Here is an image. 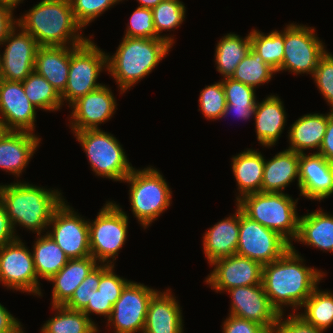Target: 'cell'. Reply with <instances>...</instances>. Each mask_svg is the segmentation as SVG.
<instances>
[{
    "instance_id": "obj_47",
    "label": "cell",
    "mask_w": 333,
    "mask_h": 333,
    "mask_svg": "<svg viewBox=\"0 0 333 333\" xmlns=\"http://www.w3.org/2000/svg\"><path fill=\"white\" fill-rule=\"evenodd\" d=\"M223 322V333H269L258 323L230 315Z\"/></svg>"
},
{
    "instance_id": "obj_43",
    "label": "cell",
    "mask_w": 333,
    "mask_h": 333,
    "mask_svg": "<svg viewBox=\"0 0 333 333\" xmlns=\"http://www.w3.org/2000/svg\"><path fill=\"white\" fill-rule=\"evenodd\" d=\"M125 37L157 38L152 9L137 7L130 16Z\"/></svg>"
},
{
    "instance_id": "obj_1",
    "label": "cell",
    "mask_w": 333,
    "mask_h": 333,
    "mask_svg": "<svg viewBox=\"0 0 333 333\" xmlns=\"http://www.w3.org/2000/svg\"><path fill=\"white\" fill-rule=\"evenodd\" d=\"M304 261L291 244L279 259L262 267V285L279 314L285 313L283 308L288 306L298 313L326 275L322 270L305 266Z\"/></svg>"
},
{
    "instance_id": "obj_52",
    "label": "cell",
    "mask_w": 333,
    "mask_h": 333,
    "mask_svg": "<svg viewBox=\"0 0 333 333\" xmlns=\"http://www.w3.org/2000/svg\"><path fill=\"white\" fill-rule=\"evenodd\" d=\"M318 154L333 163V111L328 112V124Z\"/></svg>"
},
{
    "instance_id": "obj_37",
    "label": "cell",
    "mask_w": 333,
    "mask_h": 333,
    "mask_svg": "<svg viewBox=\"0 0 333 333\" xmlns=\"http://www.w3.org/2000/svg\"><path fill=\"white\" fill-rule=\"evenodd\" d=\"M180 0H165L160 2L152 9L153 12V24L157 34V38L165 40L171 46H173L174 37L169 34L161 35L162 31L176 30V28L182 25L185 20L186 7Z\"/></svg>"
},
{
    "instance_id": "obj_22",
    "label": "cell",
    "mask_w": 333,
    "mask_h": 333,
    "mask_svg": "<svg viewBox=\"0 0 333 333\" xmlns=\"http://www.w3.org/2000/svg\"><path fill=\"white\" fill-rule=\"evenodd\" d=\"M40 141L41 138L35 133L8 131L0 140V169L18 179L34 156Z\"/></svg>"
},
{
    "instance_id": "obj_23",
    "label": "cell",
    "mask_w": 333,
    "mask_h": 333,
    "mask_svg": "<svg viewBox=\"0 0 333 333\" xmlns=\"http://www.w3.org/2000/svg\"><path fill=\"white\" fill-rule=\"evenodd\" d=\"M206 230L203 236V252L208 263L236 254L239 239V207Z\"/></svg>"
},
{
    "instance_id": "obj_24",
    "label": "cell",
    "mask_w": 333,
    "mask_h": 333,
    "mask_svg": "<svg viewBox=\"0 0 333 333\" xmlns=\"http://www.w3.org/2000/svg\"><path fill=\"white\" fill-rule=\"evenodd\" d=\"M79 46H40L34 71L43 76L61 95L68 82L70 55Z\"/></svg>"
},
{
    "instance_id": "obj_33",
    "label": "cell",
    "mask_w": 333,
    "mask_h": 333,
    "mask_svg": "<svg viewBox=\"0 0 333 333\" xmlns=\"http://www.w3.org/2000/svg\"><path fill=\"white\" fill-rule=\"evenodd\" d=\"M52 310L55 315L43 324L41 333H93L98 328L91 316L82 311L65 306H52Z\"/></svg>"
},
{
    "instance_id": "obj_28",
    "label": "cell",
    "mask_w": 333,
    "mask_h": 333,
    "mask_svg": "<svg viewBox=\"0 0 333 333\" xmlns=\"http://www.w3.org/2000/svg\"><path fill=\"white\" fill-rule=\"evenodd\" d=\"M231 165L238 186L236 202L246 195L261 192L264 156L259 150L247 148L232 157Z\"/></svg>"
},
{
    "instance_id": "obj_2",
    "label": "cell",
    "mask_w": 333,
    "mask_h": 333,
    "mask_svg": "<svg viewBox=\"0 0 333 333\" xmlns=\"http://www.w3.org/2000/svg\"><path fill=\"white\" fill-rule=\"evenodd\" d=\"M16 19L39 46H80L90 39L82 34L69 0H41Z\"/></svg>"
},
{
    "instance_id": "obj_21",
    "label": "cell",
    "mask_w": 333,
    "mask_h": 333,
    "mask_svg": "<svg viewBox=\"0 0 333 333\" xmlns=\"http://www.w3.org/2000/svg\"><path fill=\"white\" fill-rule=\"evenodd\" d=\"M171 290L152 296L142 333H184L182 308Z\"/></svg>"
},
{
    "instance_id": "obj_55",
    "label": "cell",
    "mask_w": 333,
    "mask_h": 333,
    "mask_svg": "<svg viewBox=\"0 0 333 333\" xmlns=\"http://www.w3.org/2000/svg\"><path fill=\"white\" fill-rule=\"evenodd\" d=\"M24 0H0V4L9 6L12 10L17 8L18 4L23 3Z\"/></svg>"
},
{
    "instance_id": "obj_16",
    "label": "cell",
    "mask_w": 333,
    "mask_h": 333,
    "mask_svg": "<svg viewBox=\"0 0 333 333\" xmlns=\"http://www.w3.org/2000/svg\"><path fill=\"white\" fill-rule=\"evenodd\" d=\"M210 266L214 268L204 282L217 293L239 286L262 284L263 266L247 257L233 254L213 261Z\"/></svg>"
},
{
    "instance_id": "obj_15",
    "label": "cell",
    "mask_w": 333,
    "mask_h": 333,
    "mask_svg": "<svg viewBox=\"0 0 333 333\" xmlns=\"http://www.w3.org/2000/svg\"><path fill=\"white\" fill-rule=\"evenodd\" d=\"M1 45H5L3 53H0L1 78L23 82L34 71L39 44L32 35L16 25Z\"/></svg>"
},
{
    "instance_id": "obj_3",
    "label": "cell",
    "mask_w": 333,
    "mask_h": 333,
    "mask_svg": "<svg viewBox=\"0 0 333 333\" xmlns=\"http://www.w3.org/2000/svg\"><path fill=\"white\" fill-rule=\"evenodd\" d=\"M0 200L4 203L7 215L16 232V225L35 232H46L54 211L65 200L62 192L16 181L0 184Z\"/></svg>"
},
{
    "instance_id": "obj_46",
    "label": "cell",
    "mask_w": 333,
    "mask_h": 333,
    "mask_svg": "<svg viewBox=\"0 0 333 333\" xmlns=\"http://www.w3.org/2000/svg\"><path fill=\"white\" fill-rule=\"evenodd\" d=\"M322 329H318L315 326L307 323L297 313H289L284 318V313L279 314L277 324L274 327L272 333H323Z\"/></svg>"
},
{
    "instance_id": "obj_14",
    "label": "cell",
    "mask_w": 333,
    "mask_h": 333,
    "mask_svg": "<svg viewBox=\"0 0 333 333\" xmlns=\"http://www.w3.org/2000/svg\"><path fill=\"white\" fill-rule=\"evenodd\" d=\"M157 289L130 281L114 303L106 327L115 333H142L145 326L148 305Z\"/></svg>"
},
{
    "instance_id": "obj_42",
    "label": "cell",
    "mask_w": 333,
    "mask_h": 333,
    "mask_svg": "<svg viewBox=\"0 0 333 333\" xmlns=\"http://www.w3.org/2000/svg\"><path fill=\"white\" fill-rule=\"evenodd\" d=\"M114 265L100 264V283L97 290L112 305L119 299L122 290L131 281L114 272Z\"/></svg>"
},
{
    "instance_id": "obj_32",
    "label": "cell",
    "mask_w": 333,
    "mask_h": 333,
    "mask_svg": "<svg viewBox=\"0 0 333 333\" xmlns=\"http://www.w3.org/2000/svg\"><path fill=\"white\" fill-rule=\"evenodd\" d=\"M36 236L32 251L34 267L38 280L47 281L59 272L69 258L47 233Z\"/></svg>"
},
{
    "instance_id": "obj_6",
    "label": "cell",
    "mask_w": 333,
    "mask_h": 333,
    "mask_svg": "<svg viewBox=\"0 0 333 333\" xmlns=\"http://www.w3.org/2000/svg\"><path fill=\"white\" fill-rule=\"evenodd\" d=\"M123 182L129 183L131 211L144 230L172 204L171 188L155 167L134 168Z\"/></svg>"
},
{
    "instance_id": "obj_40",
    "label": "cell",
    "mask_w": 333,
    "mask_h": 333,
    "mask_svg": "<svg viewBox=\"0 0 333 333\" xmlns=\"http://www.w3.org/2000/svg\"><path fill=\"white\" fill-rule=\"evenodd\" d=\"M77 22L84 28L123 0H69ZM86 26V27H85Z\"/></svg>"
},
{
    "instance_id": "obj_34",
    "label": "cell",
    "mask_w": 333,
    "mask_h": 333,
    "mask_svg": "<svg viewBox=\"0 0 333 333\" xmlns=\"http://www.w3.org/2000/svg\"><path fill=\"white\" fill-rule=\"evenodd\" d=\"M301 308H304V312L297 314L307 323L324 331L332 326L333 293L330 290H320L317 286Z\"/></svg>"
},
{
    "instance_id": "obj_41",
    "label": "cell",
    "mask_w": 333,
    "mask_h": 333,
    "mask_svg": "<svg viewBox=\"0 0 333 333\" xmlns=\"http://www.w3.org/2000/svg\"><path fill=\"white\" fill-rule=\"evenodd\" d=\"M317 89L333 111V54L326 51L312 76Z\"/></svg>"
},
{
    "instance_id": "obj_39",
    "label": "cell",
    "mask_w": 333,
    "mask_h": 333,
    "mask_svg": "<svg viewBox=\"0 0 333 333\" xmlns=\"http://www.w3.org/2000/svg\"><path fill=\"white\" fill-rule=\"evenodd\" d=\"M198 102L200 108L198 111L201 110L207 120L221 119L227 104L222 79L201 89Z\"/></svg>"
},
{
    "instance_id": "obj_19",
    "label": "cell",
    "mask_w": 333,
    "mask_h": 333,
    "mask_svg": "<svg viewBox=\"0 0 333 333\" xmlns=\"http://www.w3.org/2000/svg\"><path fill=\"white\" fill-rule=\"evenodd\" d=\"M36 109L24 93L22 82L2 79L0 120L9 131L35 133Z\"/></svg>"
},
{
    "instance_id": "obj_36",
    "label": "cell",
    "mask_w": 333,
    "mask_h": 333,
    "mask_svg": "<svg viewBox=\"0 0 333 333\" xmlns=\"http://www.w3.org/2000/svg\"><path fill=\"white\" fill-rule=\"evenodd\" d=\"M250 40L251 48L277 72L284 58V30H273L266 34L258 29H252Z\"/></svg>"
},
{
    "instance_id": "obj_53",
    "label": "cell",
    "mask_w": 333,
    "mask_h": 333,
    "mask_svg": "<svg viewBox=\"0 0 333 333\" xmlns=\"http://www.w3.org/2000/svg\"><path fill=\"white\" fill-rule=\"evenodd\" d=\"M255 110L256 104H226L221 118H225L232 113V115H237L239 119L248 120L255 116Z\"/></svg>"
},
{
    "instance_id": "obj_4",
    "label": "cell",
    "mask_w": 333,
    "mask_h": 333,
    "mask_svg": "<svg viewBox=\"0 0 333 333\" xmlns=\"http://www.w3.org/2000/svg\"><path fill=\"white\" fill-rule=\"evenodd\" d=\"M172 46L160 38L123 36L116 53L107 55V71L122 95L146 78L165 58Z\"/></svg>"
},
{
    "instance_id": "obj_17",
    "label": "cell",
    "mask_w": 333,
    "mask_h": 333,
    "mask_svg": "<svg viewBox=\"0 0 333 333\" xmlns=\"http://www.w3.org/2000/svg\"><path fill=\"white\" fill-rule=\"evenodd\" d=\"M116 101L111 88L105 84L77 99L69 106L72 112L68 120L72 132L99 129L116 112Z\"/></svg>"
},
{
    "instance_id": "obj_10",
    "label": "cell",
    "mask_w": 333,
    "mask_h": 333,
    "mask_svg": "<svg viewBox=\"0 0 333 333\" xmlns=\"http://www.w3.org/2000/svg\"><path fill=\"white\" fill-rule=\"evenodd\" d=\"M326 51L314 27L296 23L287 24L284 28L283 63L276 73L285 70L297 75L306 73L313 76Z\"/></svg>"
},
{
    "instance_id": "obj_27",
    "label": "cell",
    "mask_w": 333,
    "mask_h": 333,
    "mask_svg": "<svg viewBox=\"0 0 333 333\" xmlns=\"http://www.w3.org/2000/svg\"><path fill=\"white\" fill-rule=\"evenodd\" d=\"M295 179L299 188V153L284 149L270 160L264 157L261 192L283 193Z\"/></svg>"
},
{
    "instance_id": "obj_38",
    "label": "cell",
    "mask_w": 333,
    "mask_h": 333,
    "mask_svg": "<svg viewBox=\"0 0 333 333\" xmlns=\"http://www.w3.org/2000/svg\"><path fill=\"white\" fill-rule=\"evenodd\" d=\"M276 71L266 64L263 58L252 48L237 65L232 79L257 88L268 83Z\"/></svg>"
},
{
    "instance_id": "obj_45",
    "label": "cell",
    "mask_w": 333,
    "mask_h": 333,
    "mask_svg": "<svg viewBox=\"0 0 333 333\" xmlns=\"http://www.w3.org/2000/svg\"><path fill=\"white\" fill-rule=\"evenodd\" d=\"M222 86L227 104H256V89L232 78H224Z\"/></svg>"
},
{
    "instance_id": "obj_35",
    "label": "cell",
    "mask_w": 333,
    "mask_h": 333,
    "mask_svg": "<svg viewBox=\"0 0 333 333\" xmlns=\"http://www.w3.org/2000/svg\"><path fill=\"white\" fill-rule=\"evenodd\" d=\"M22 85L24 93L37 109L55 112L62 108L61 95L36 71H33Z\"/></svg>"
},
{
    "instance_id": "obj_11",
    "label": "cell",
    "mask_w": 333,
    "mask_h": 333,
    "mask_svg": "<svg viewBox=\"0 0 333 333\" xmlns=\"http://www.w3.org/2000/svg\"><path fill=\"white\" fill-rule=\"evenodd\" d=\"M291 244L274 230L251 220L239 208V239L236 254L262 266L279 259Z\"/></svg>"
},
{
    "instance_id": "obj_31",
    "label": "cell",
    "mask_w": 333,
    "mask_h": 333,
    "mask_svg": "<svg viewBox=\"0 0 333 333\" xmlns=\"http://www.w3.org/2000/svg\"><path fill=\"white\" fill-rule=\"evenodd\" d=\"M215 48L216 71L223 76L222 79L231 78L237 65L251 49L250 33L244 38L235 33H227L220 38Z\"/></svg>"
},
{
    "instance_id": "obj_13",
    "label": "cell",
    "mask_w": 333,
    "mask_h": 333,
    "mask_svg": "<svg viewBox=\"0 0 333 333\" xmlns=\"http://www.w3.org/2000/svg\"><path fill=\"white\" fill-rule=\"evenodd\" d=\"M63 203L54 211L47 234L59 245L69 259L91 256L88 219Z\"/></svg>"
},
{
    "instance_id": "obj_5",
    "label": "cell",
    "mask_w": 333,
    "mask_h": 333,
    "mask_svg": "<svg viewBox=\"0 0 333 333\" xmlns=\"http://www.w3.org/2000/svg\"><path fill=\"white\" fill-rule=\"evenodd\" d=\"M298 200L284 192H258L242 197L236 205L248 218L276 231L292 244L298 234Z\"/></svg>"
},
{
    "instance_id": "obj_20",
    "label": "cell",
    "mask_w": 333,
    "mask_h": 333,
    "mask_svg": "<svg viewBox=\"0 0 333 333\" xmlns=\"http://www.w3.org/2000/svg\"><path fill=\"white\" fill-rule=\"evenodd\" d=\"M299 191L319 202L333 195V163L315 152L299 154Z\"/></svg>"
},
{
    "instance_id": "obj_8",
    "label": "cell",
    "mask_w": 333,
    "mask_h": 333,
    "mask_svg": "<svg viewBox=\"0 0 333 333\" xmlns=\"http://www.w3.org/2000/svg\"><path fill=\"white\" fill-rule=\"evenodd\" d=\"M128 217L119 204L107 201L94 221L88 220L91 256L100 264H115L128 236Z\"/></svg>"
},
{
    "instance_id": "obj_54",
    "label": "cell",
    "mask_w": 333,
    "mask_h": 333,
    "mask_svg": "<svg viewBox=\"0 0 333 333\" xmlns=\"http://www.w3.org/2000/svg\"><path fill=\"white\" fill-rule=\"evenodd\" d=\"M165 0H137L139 2L138 7L153 9L155 6H157L160 2Z\"/></svg>"
},
{
    "instance_id": "obj_12",
    "label": "cell",
    "mask_w": 333,
    "mask_h": 333,
    "mask_svg": "<svg viewBox=\"0 0 333 333\" xmlns=\"http://www.w3.org/2000/svg\"><path fill=\"white\" fill-rule=\"evenodd\" d=\"M24 243L18 238L0 250V283L7 289L42 297L33 255Z\"/></svg>"
},
{
    "instance_id": "obj_9",
    "label": "cell",
    "mask_w": 333,
    "mask_h": 333,
    "mask_svg": "<svg viewBox=\"0 0 333 333\" xmlns=\"http://www.w3.org/2000/svg\"><path fill=\"white\" fill-rule=\"evenodd\" d=\"M89 39L70 55L68 82L61 94L62 104L68 107L80 97L102 86L97 83L100 72L107 71V55ZM65 101V102H64Z\"/></svg>"
},
{
    "instance_id": "obj_7",
    "label": "cell",
    "mask_w": 333,
    "mask_h": 333,
    "mask_svg": "<svg viewBox=\"0 0 333 333\" xmlns=\"http://www.w3.org/2000/svg\"><path fill=\"white\" fill-rule=\"evenodd\" d=\"M73 134L84 150L95 175L121 183L134 169L120 141L113 134L101 128Z\"/></svg>"
},
{
    "instance_id": "obj_18",
    "label": "cell",
    "mask_w": 333,
    "mask_h": 333,
    "mask_svg": "<svg viewBox=\"0 0 333 333\" xmlns=\"http://www.w3.org/2000/svg\"><path fill=\"white\" fill-rule=\"evenodd\" d=\"M226 292L231 296L230 315L258 323L269 333L274 331L279 313L271 305L262 284L239 286Z\"/></svg>"
},
{
    "instance_id": "obj_48",
    "label": "cell",
    "mask_w": 333,
    "mask_h": 333,
    "mask_svg": "<svg viewBox=\"0 0 333 333\" xmlns=\"http://www.w3.org/2000/svg\"><path fill=\"white\" fill-rule=\"evenodd\" d=\"M113 305L98 290L92 291L91 299L88 305L82 310L88 317L92 314L109 318ZM90 314V315H89Z\"/></svg>"
},
{
    "instance_id": "obj_29",
    "label": "cell",
    "mask_w": 333,
    "mask_h": 333,
    "mask_svg": "<svg viewBox=\"0 0 333 333\" xmlns=\"http://www.w3.org/2000/svg\"><path fill=\"white\" fill-rule=\"evenodd\" d=\"M328 124V113L305 114L299 117L290 127L288 133L289 150L305 153L315 149L318 153Z\"/></svg>"
},
{
    "instance_id": "obj_26",
    "label": "cell",
    "mask_w": 333,
    "mask_h": 333,
    "mask_svg": "<svg viewBox=\"0 0 333 333\" xmlns=\"http://www.w3.org/2000/svg\"><path fill=\"white\" fill-rule=\"evenodd\" d=\"M99 264L93 256L69 259L59 272L48 280L53 284L51 305L64 306L73 296L75 289Z\"/></svg>"
},
{
    "instance_id": "obj_49",
    "label": "cell",
    "mask_w": 333,
    "mask_h": 333,
    "mask_svg": "<svg viewBox=\"0 0 333 333\" xmlns=\"http://www.w3.org/2000/svg\"><path fill=\"white\" fill-rule=\"evenodd\" d=\"M19 236L15 233L13 225L7 215L4 203L0 200V250L10 242L17 240Z\"/></svg>"
},
{
    "instance_id": "obj_51",
    "label": "cell",
    "mask_w": 333,
    "mask_h": 333,
    "mask_svg": "<svg viewBox=\"0 0 333 333\" xmlns=\"http://www.w3.org/2000/svg\"><path fill=\"white\" fill-rule=\"evenodd\" d=\"M13 11L9 6L0 4V46L9 32L17 25Z\"/></svg>"
},
{
    "instance_id": "obj_25",
    "label": "cell",
    "mask_w": 333,
    "mask_h": 333,
    "mask_svg": "<svg viewBox=\"0 0 333 333\" xmlns=\"http://www.w3.org/2000/svg\"><path fill=\"white\" fill-rule=\"evenodd\" d=\"M255 131L263 147H273L281 137L287 123L286 110L279 96L269 95L256 102Z\"/></svg>"
},
{
    "instance_id": "obj_56",
    "label": "cell",
    "mask_w": 333,
    "mask_h": 333,
    "mask_svg": "<svg viewBox=\"0 0 333 333\" xmlns=\"http://www.w3.org/2000/svg\"><path fill=\"white\" fill-rule=\"evenodd\" d=\"M9 130L5 127V124L0 120V140Z\"/></svg>"
},
{
    "instance_id": "obj_50",
    "label": "cell",
    "mask_w": 333,
    "mask_h": 333,
    "mask_svg": "<svg viewBox=\"0 0 333 333\" xmlns=\"http://www.w3.org/2000/svg\"><path fill=\"white\" fill-rule=\"evenodd\" d=\"M21 322L0 303V333H25Z\"/></svg>"
},
{
    "instance_id": "obj_57",
    "label": "cell",
    "mask_w": 333,
    "mask_h": 333,
    "mask_svg": "<svg viewBox=\"0 0 333 333\" xmlns=\"http://www.w3.org/2000/svg\"><path fill=\"white\" fill-rule=\"evenodd\" d=\"M93 333H99V329L97 328Z\"/></svg>"
},
{
    "instance_id": "obj_44",
    "label": "cell",
    "mask_w": 333,
    "mask_h": 333,
    "mask_svg": "<svg viewBox=\"0 0 333 333\" xmlns=\"http://www.w3.org/2000/svg\"><path fill=\"white\" fill-rule=\"evenodd\" d=\"M99 283L100 265L87 275L64 306L71 310L82 311L88 305L92 296V291L97 290Z\"/></svg>"
},
{
    "instance_id": "obj_30",
    "label": "cell",
    "mask_w": 333,
    "mask_h": 333,
    "mask_svg": "<svg viewBox=\"0 0 333 333\" xmlns=\"http://www.w3.org/2000/svg\"><path fill=\"white\" fill-rule=\"evenodd\" d=\"M294 241L323 252H333V215L320 208L300 216Z\"/></svg>"
}]
</instances>
